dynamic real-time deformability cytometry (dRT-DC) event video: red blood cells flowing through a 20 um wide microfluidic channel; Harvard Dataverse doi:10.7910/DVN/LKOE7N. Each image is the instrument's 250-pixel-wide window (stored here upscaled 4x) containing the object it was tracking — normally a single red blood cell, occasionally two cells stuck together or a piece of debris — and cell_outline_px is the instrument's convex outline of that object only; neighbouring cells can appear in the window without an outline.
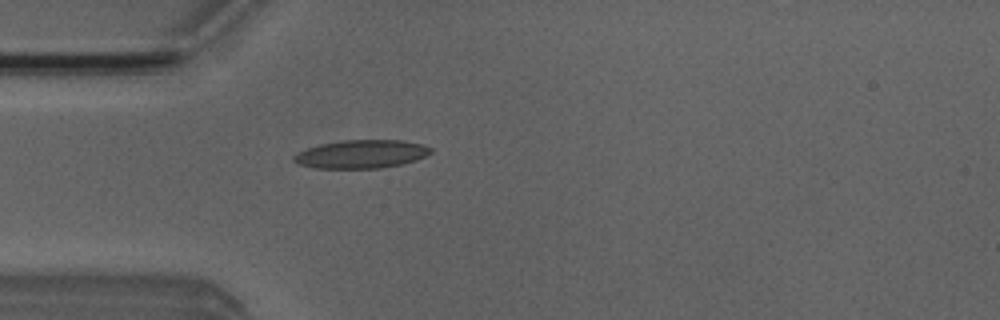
{"species": "Egyptian fruit bat (a non-hibernating species)", "species_latin": "Rousettus aegyptiacus", "temperature_condition": "room temperature", "stored_images_in_passage": 4, "camera_frame_rate_fps": 3000, "um_per_image_px": 0.085, "animal": {"sex": "male"}, "frame": {"image": 1, "passage_image": 4, "time_ms": 3.333, "image_size_px": [1000, 320], "cell_outline_px": [[432, 152], [416, 160], [400, 164], [380, 168], [316, 168], [300, 164], [292, 160], [292, 156], [296, 152], [320, 144], [344, 140], [400, 140], [424, 144], [432, 148]], "centroid_in_image_um": [30.7, 13.09], "position_along_channel_um": 54.3, "area_um2": 22.54}}